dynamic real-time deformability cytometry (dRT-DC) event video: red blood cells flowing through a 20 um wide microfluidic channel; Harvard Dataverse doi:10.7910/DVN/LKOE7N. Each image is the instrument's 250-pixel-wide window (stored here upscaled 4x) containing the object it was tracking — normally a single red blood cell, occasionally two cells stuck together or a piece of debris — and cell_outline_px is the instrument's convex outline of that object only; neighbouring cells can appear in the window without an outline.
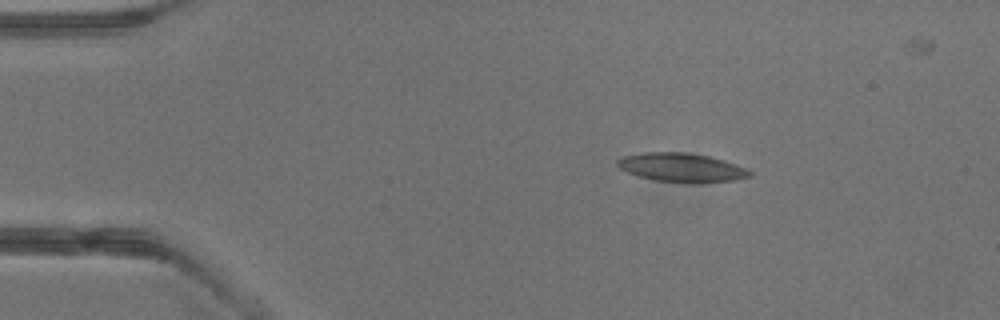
{"species": "common noctule bat (a hibernating species)", "species_latin": "Nyctalus noctula", "temperature_condition": "warm", "stored_images_in_passage": 3, "camera_frame_rate_fps": 3000, "um_per_image_px": 0.085, "animal": {"sex": "male", "body_mass_g": 13.3}, "frame": {"image": 1, "passage_image": 1, "time_ms": 0.0, "image_size_px": [1000, 320], "cell_outline_px": [[752, 176], [736, 180], [700, 184], [688, 184], [656, 180], [640, 176], [628, 172], [620, 168], [616, 164], [616, 160], [624, 156], [644, 152], [688, 152], [708, 156], [724, 160], [748, 168], [752, 172]], "centroid_in_image_um": [58.0, 14.25], "position_along_channel_um": 27.0, "area_um2": 22.66}}